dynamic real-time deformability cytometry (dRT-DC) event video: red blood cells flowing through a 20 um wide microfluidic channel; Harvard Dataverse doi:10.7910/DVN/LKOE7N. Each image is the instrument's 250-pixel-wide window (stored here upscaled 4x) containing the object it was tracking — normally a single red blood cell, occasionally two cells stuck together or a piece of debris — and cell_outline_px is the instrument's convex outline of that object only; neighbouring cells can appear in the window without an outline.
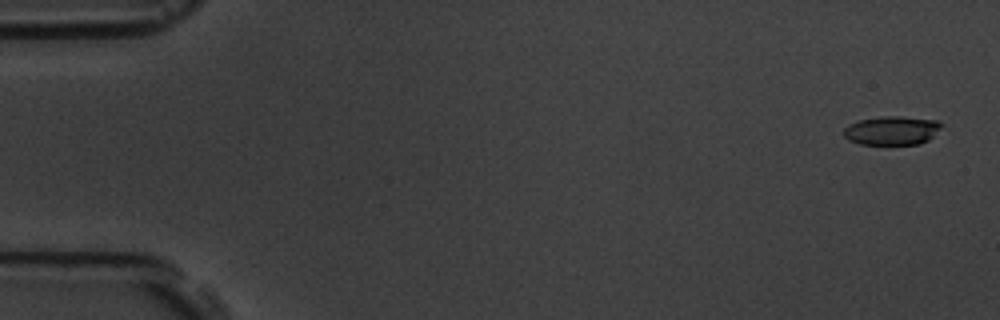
{"species": "common noctule bat (a hibernating species)", "species_latin": "Nyctalus noctula", "temperature_condition": "room temperature", "stored_images_in_passage": 10, "camera_frame_rate_fps": 3000, "um_per_image_px": 0.085, "animal": {"sex": "male", "body_mass_g": 19.5, "forearm_length_mm": 54.6}, "frame": {"image": 1, "passage_image": 1, "time_ms": 0.0, "image_size_px": [1000, 320], "cell_outline_px": [[944, 124], [928, 140], [920, 144], [860, 144], [848, 140], [844, 136], [844, 128], [848, 124], [860, 120], [880, 116], [900, 116], [936, 120]], "centroid_in_image_um": [75.8, 11.09], "position_along_channel_um": 9.2, "area_um2": 16.42}}
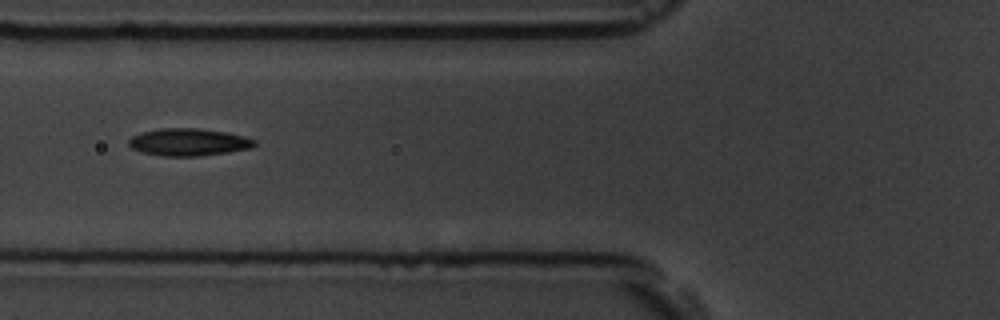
{"frame": {"image": 2, "passage_image": 6, "time_ms": 6.667, "image_size_px": [1000, 320], "cell_outline_px": [[256, 144], [248, 148], [228, 152], [196, 156], [164, 156], [140, 152], [132, 148], [128, 144], [128, 140], [132, 136], [140, 132], [160, 128], [196, 128], [228, 132], [244, 136], [256, 140]], "centroid_in_image_um": [15.99, 12.07], "position_along_channel_um": 109.8, "area_um2": 20.06}}
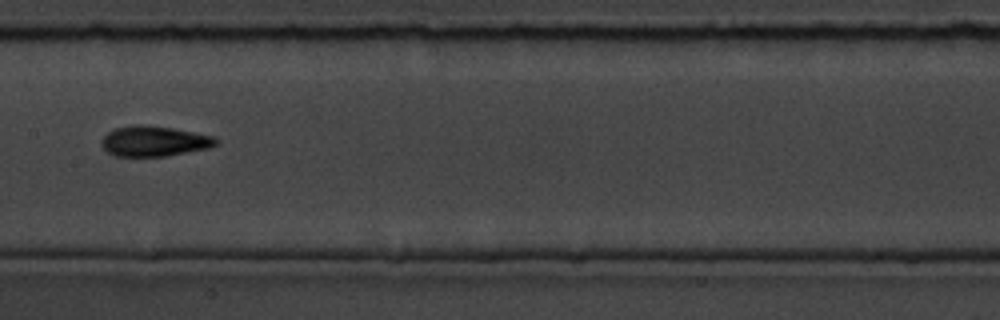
{"frame": {"image": 3, "passage_image": 8, "time_ms": 9.0, "image_size_px": [1000, 320], "cell_outline_px": [[220, 140], [216, 144], [208, 148], [164, 156], [116, 156], [108, 152], [100, 144], [100, 140], [112, 128], [132, 124], [144, 124], [172, 128], [216, 136]], "centroid_in_image_um": [13.08, 11.98], "position_along_channel_um": 194.3, "area_um2": 20.4}}